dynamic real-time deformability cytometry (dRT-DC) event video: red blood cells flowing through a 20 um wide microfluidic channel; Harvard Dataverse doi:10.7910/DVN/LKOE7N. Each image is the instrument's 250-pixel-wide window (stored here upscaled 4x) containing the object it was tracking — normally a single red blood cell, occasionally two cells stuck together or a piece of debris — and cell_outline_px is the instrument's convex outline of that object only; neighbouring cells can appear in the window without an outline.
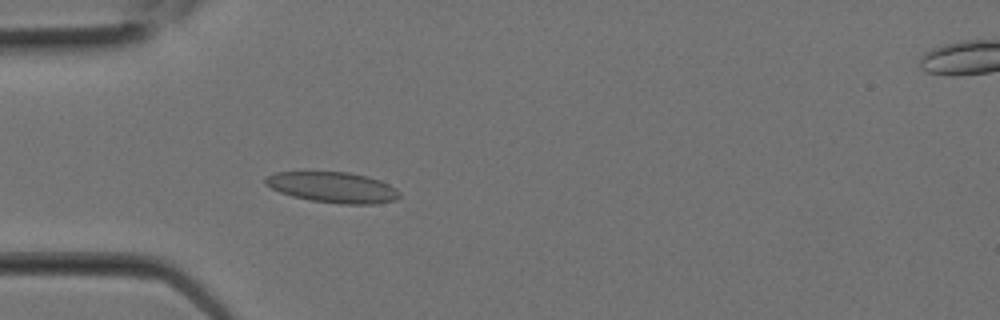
{"species": "Egyptian fruit bat (a non-hibernating species)", "species_latin": "Rousettus aegyptiacus", "temperature_condition": "room temperature", "stored_images_in_passage": 25, "camera_frame_rate_fps": 3000, "um_per_image_px": 0.085, "animal": {"sex": "female"}, "frame": {"image": 1, "passage_image": 8, "time_ms": 2.333, "image_size_px": [1000, 320], "cell_outline_px": [[400, 196], [396, 200], [372, 204], [340, 204], [312, 200], [292, 196], [280, 192], [264, 184], [264, 176], [276, 172], [348, 172], [368, 176], [380, 180], [396, 188], [400, 192]], "centroid_in_image_um": [28.29, 15.92], "position_along_channel_um": 56.7, "area_um2": 24.04}}
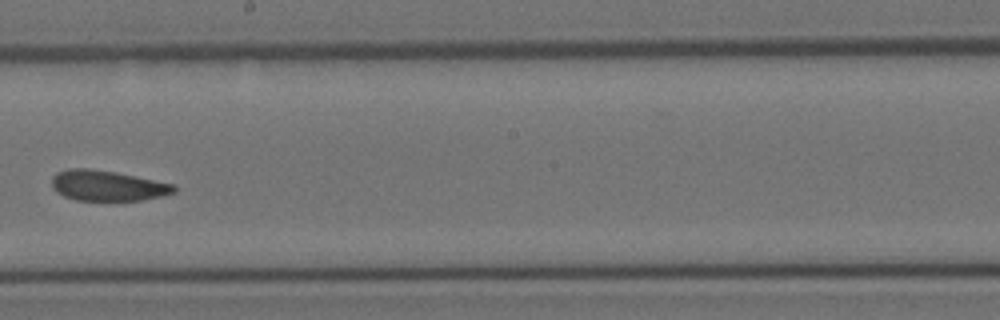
{"frame": {"image": 2, "passage_image": 15, "time_ms": 4.667, "image_size_px": [1000, 320], "cell_outline_px": [[176, 192], [164, 196], [140, 200], [76, 200], [64, 196], [56, 192], [52, 188], [52, 176], [56, 172], [68, 168], [88, 168], [112, 172], [176, 184]], "centroid_in_image_um": [9.12, 15.78], "position_along_channel_um": 239.1, "area_um2": 21.68}}
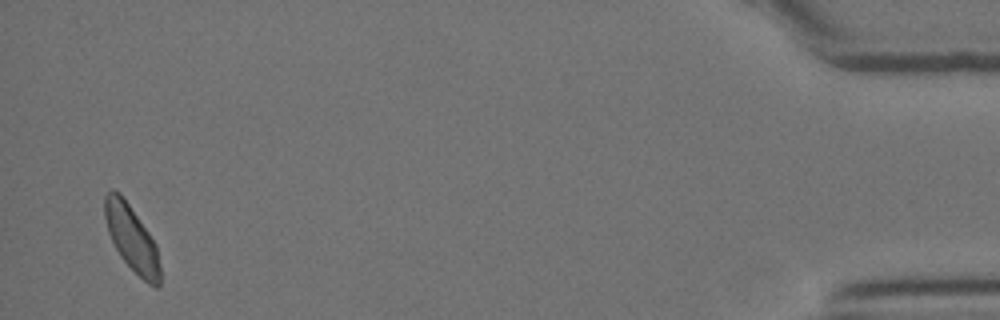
{"frame": {"image": 3, "passage_image": 25, "time_ms": 8.0, "image_size_px": [1000, 320], "cell_outline_px": [[160, 288], [156, 288], [148, 284], [120, 256], [108, 232], [104, 216], [104, 196], [112, 188], [120, 192], [148, 232], [156, 244], [160, 264]], "centroid_in_image_um": [11.19, 20.25], "position_along_channel_um": 424.0, "area_um2": 21.04}}